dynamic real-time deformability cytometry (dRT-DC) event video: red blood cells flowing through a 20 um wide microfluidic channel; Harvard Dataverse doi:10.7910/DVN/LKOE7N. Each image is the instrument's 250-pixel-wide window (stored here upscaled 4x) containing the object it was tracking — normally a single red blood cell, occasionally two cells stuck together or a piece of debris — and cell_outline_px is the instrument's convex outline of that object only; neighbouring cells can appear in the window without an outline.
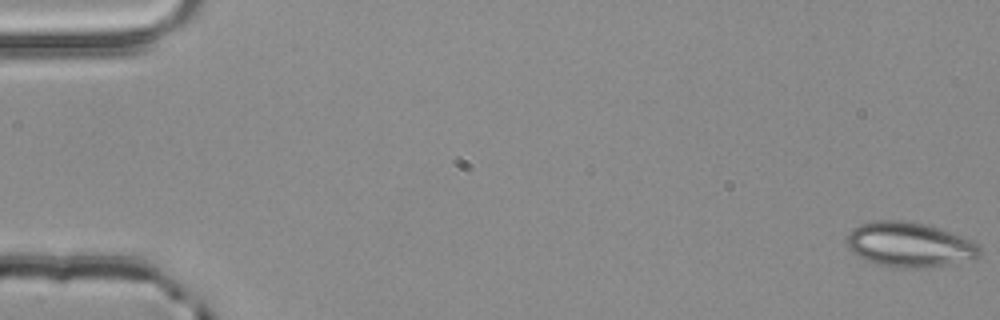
{"species": "common noctule bat (a hibernating species)", "species_latin": "Nyctalus noctula", "temperature_condition": "room temperature", "stored_images_in_passage": 56, "camera_frame_rate_fps": 3000, "um_per_image_px": 0.085, "animal": {"sex": "male", "body_mass_g": 20.4}, "frame": {"image": 1, "passage_image": 1, "time_ms": 0.0, "image_size_px": [1000, 320], "cell_outline_px": [[980, 256], [976, 260], [924, 268], [892, 268], [876, 264], [852, 252], [848, 244], [848, 236], [852, 228], [860, 224], [876, 220], [904, 220], [924, 224], [960, 236], [976, 244], [980, 248]], "centroid_in_image_um": [77.31, 20.82], "position_along_channel_um": 7.7, "area_um2": 34.56}}
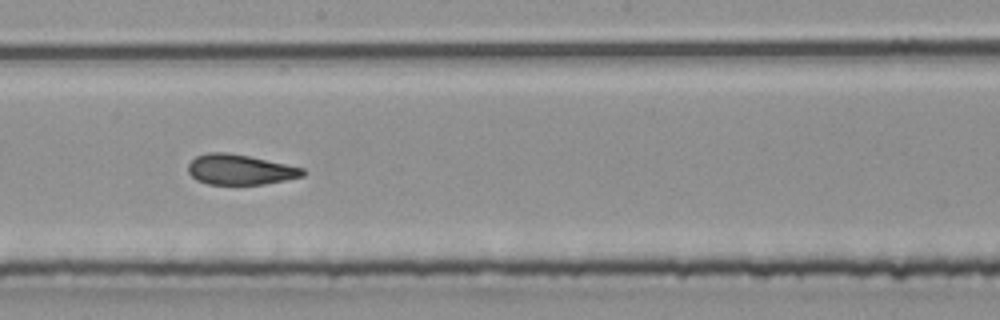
{"frame": {"image": 2, "passage_image": 31, "time_ms": 10.0, "image_size_px": [1000, 320], "cell_outline_px": [[304, 176], [264, 184], [208, 184], [196, 180], [188, 172], [188, 164], [196, 156], [208, 152], [228, 152], [248, 156], [304, 168]], "centroid_in_image_um": [20.37, 14.41], "position_along_channel_um": 227.8, "area_um2": 20.06}}
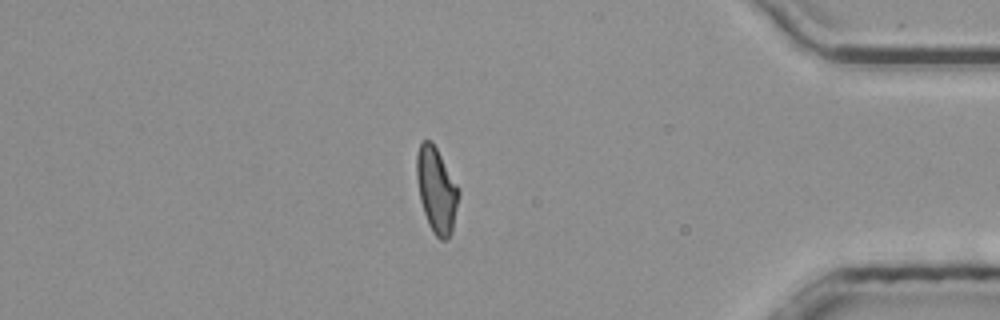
{"frame": {"image": 3, "passage_image": 47, "time_ms": 15.333, "image_size_px": [1000, 320], "cell_outline_px": [[460, 192], [452, 232], [448, 240], [440, 240], [432, 232], [428, 224], [420, 200], [416, 180], [416, 156], [420, 144], [424, 140], [432, 140], [460, 188]], "centroid_in_image_um": [37.11, 16.16], "position_along_channel_um": 398.1, "area_um2": 21.21}, "authors_computed_cell_mechanics": {"area_um2": 21.1548, "velocity_mm_per_s": 3.8688, "shape_relaxation_time_tau1_ms": null, "shape_relaxation_time_tau2_ms": 1.7784, "deformation_change_tau1": null, "deformation_change_tau2": 0.0894}}